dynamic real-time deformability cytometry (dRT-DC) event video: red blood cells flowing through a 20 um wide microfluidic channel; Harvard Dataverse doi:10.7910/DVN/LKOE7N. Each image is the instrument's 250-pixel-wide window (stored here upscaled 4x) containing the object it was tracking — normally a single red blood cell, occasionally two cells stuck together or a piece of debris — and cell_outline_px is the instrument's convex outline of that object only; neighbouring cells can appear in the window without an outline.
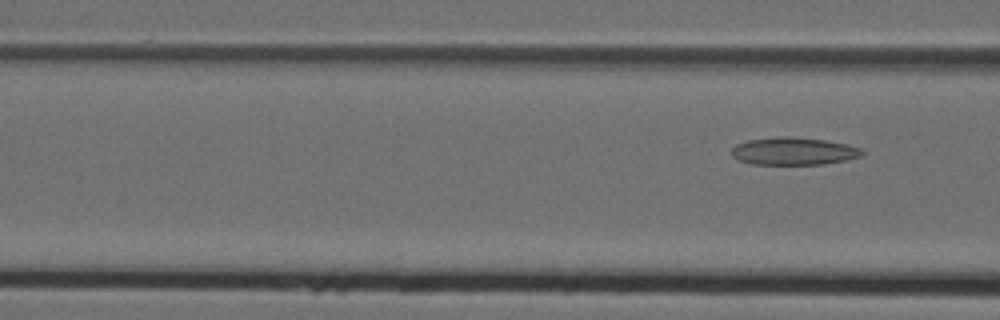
{"species": "Egyptian fruit bat (a non-hibernating species)", "species_latin": "Rousettus aegyptiacus", "temperature_condition": "cold", "stored_images_in_passage": 5, "camera_frame_rate_fps": 3000, "um_per_image_px": 0.085, "animal": {"sex": "female"}, "frame": {"image": 1, "passage_image": 5, "time_ms": 1.333, "image_size_px": [1000, 320], "cell_outline_px": [[864, 152], [860, 156], [848, 160], [824, 164], [752, 164], [740, 160], [732, 156], [732, 148], [736, 144], [748, 140], [780, 136], [788, 136], [824, 140], [848, 144], [860, 148]], "centroid_in_image_um": [67.47, 12.85], "position_along_channel_um": 99.1, "area_um2": 20.92}}